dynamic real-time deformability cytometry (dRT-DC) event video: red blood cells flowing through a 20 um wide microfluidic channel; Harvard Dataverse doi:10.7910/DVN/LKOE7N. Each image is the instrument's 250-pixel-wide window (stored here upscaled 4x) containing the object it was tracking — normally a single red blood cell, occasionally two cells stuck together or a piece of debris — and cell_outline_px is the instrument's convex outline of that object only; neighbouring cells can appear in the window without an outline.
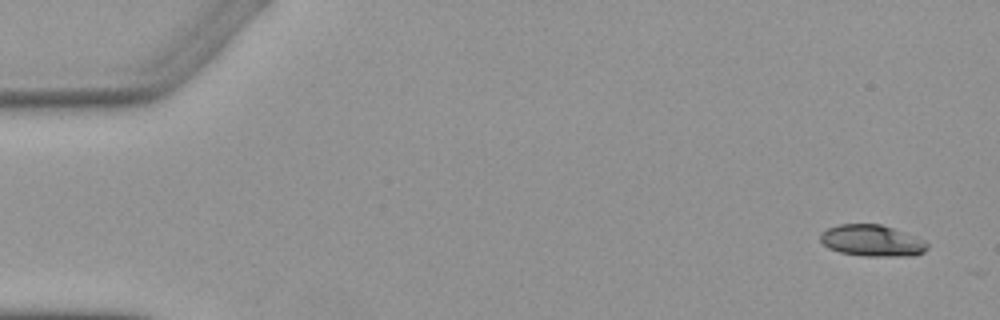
{"species": "Egyptian fruit bat (a non-hibernating species)", "species_latin": "Rousettus aegyptiacus", "temperature_condition": "warm", "stored_images_in_passage": 3, "camera_frame_rate_fps": 3000, "um_per_image_px": 0.085, "animal": {"sex": "female"}, "frame": {"image": 1, "passage_image": 1, "time_ms": 0.0, "image_size_px": [1000, 320], "cell_outline_px": [[928, 248], [924, 252], [916, 256], [864, 256], [840, 252], [828, 248], [820, 240], [820, 232], [828, 228], [840, 224], [880, 224], [904, 232], [924, 240], [928, 244]], "centroid_in_image_um": [74.12, 20.46], "position_along_channel_um": 10.9, "area_um2": 19.65}}